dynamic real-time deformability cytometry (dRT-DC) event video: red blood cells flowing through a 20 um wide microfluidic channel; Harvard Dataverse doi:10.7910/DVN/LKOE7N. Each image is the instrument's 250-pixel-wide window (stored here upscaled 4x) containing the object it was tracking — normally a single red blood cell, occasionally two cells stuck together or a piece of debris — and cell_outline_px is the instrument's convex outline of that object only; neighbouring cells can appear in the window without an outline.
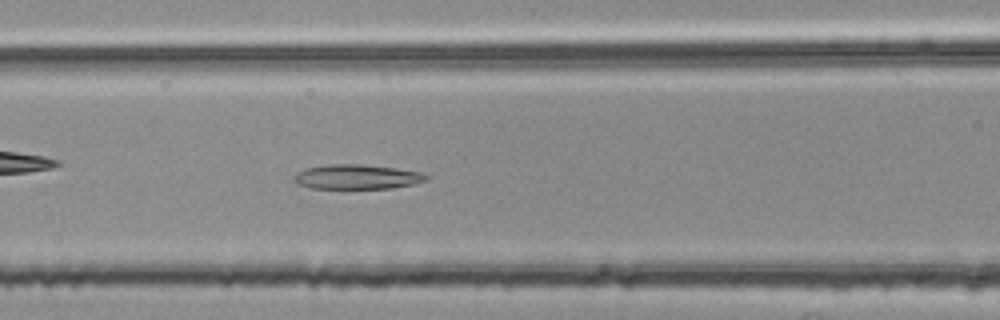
{"species": "common noctule bat (a hibernating species)", "species_latin": "Nyctalus noctula", "temperature_condition": "room temperature", "stored_images_in_passage": 46, "camera_frame_rate_fps": 3000, "um_per_image_px": 0.085, "animal": {"sex": "female", "body_mass_g": 25.1}, "frame": {"image": 1, "passage_image": 22, "time_ms": 7.0, "image_size_px": [1000, 320], "cell_outline_px": [[428, 180], [416, 184], [392, 188], [312, 188], [300, 184], [292, 180], [296, 172], [304, 168], [332, 164], [360, 164], [396, 168], [420, 172], [428, 176]], "centroid_in_image_um": [30.35, 15.03], "position_along_channel_um": 136.2, "area_um2": 18.96}}
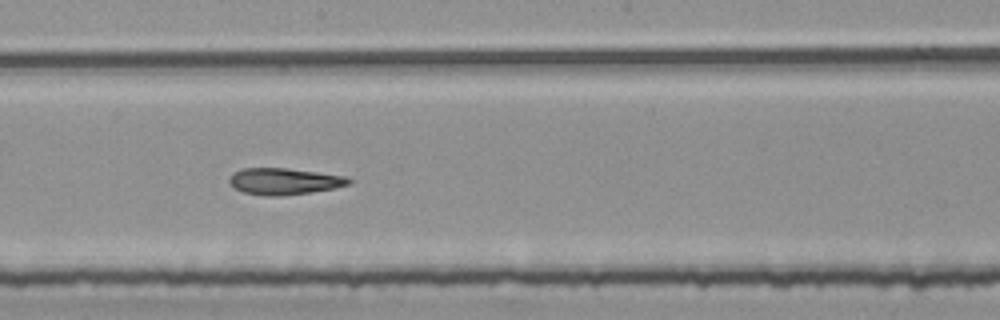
{"frame": {"image": 2, "passage_image": 29, "time_ms": 9.333, "image_size_px": [1000, 320], "cell_outline_px": [[352, 184], [336, 188], [284, 196], [264, 196], [244, 192], [236, 188], [228, 180], [232, 172], [244, 168], [288, 168], [344, 176], [352, 180]], "centroid_in_image_um": [24.17, 15.41], "position_along_channel_um": 224.0, "area_um2": 18.5}}
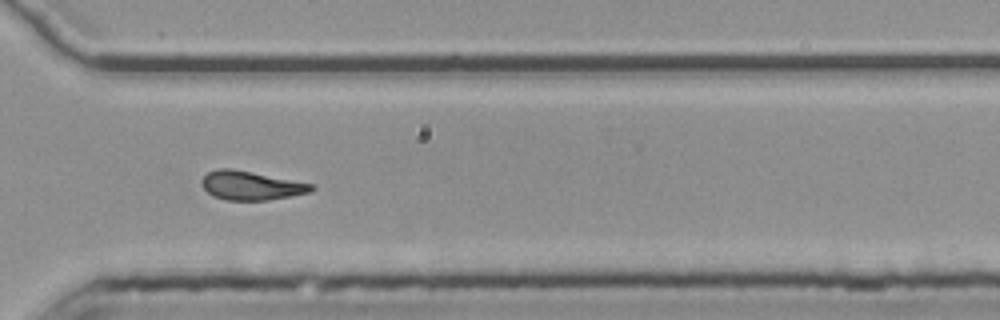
{"frame": {"image": 3, "passage_image": 39, "time_ms": 12.667, "image_size_px": [1000, 320], "cell_outline_px": [[316, 188], [312, 192], [292, 196], [268, 200], [224, 200], [212, 196], [200, 184], [200, 180], [208, 172], [220, 168], [232, 168], [316, 184]], "centroid_in_image_um": [21.37, 15.77], "position_along_channel_um": 349.2, "area_um2": 18.79}, "authors_computed_cell_mechanics": {"area_um2": 19.3052, "velocity_mm_per_s": 3.7686, "shape_relaxation_time_tau1_ms": null, "shape_relaxation_time_tau2_ms": 6.7419, "deformation_change_tau1": null, "deformation_change_tau2": 0.1767}}